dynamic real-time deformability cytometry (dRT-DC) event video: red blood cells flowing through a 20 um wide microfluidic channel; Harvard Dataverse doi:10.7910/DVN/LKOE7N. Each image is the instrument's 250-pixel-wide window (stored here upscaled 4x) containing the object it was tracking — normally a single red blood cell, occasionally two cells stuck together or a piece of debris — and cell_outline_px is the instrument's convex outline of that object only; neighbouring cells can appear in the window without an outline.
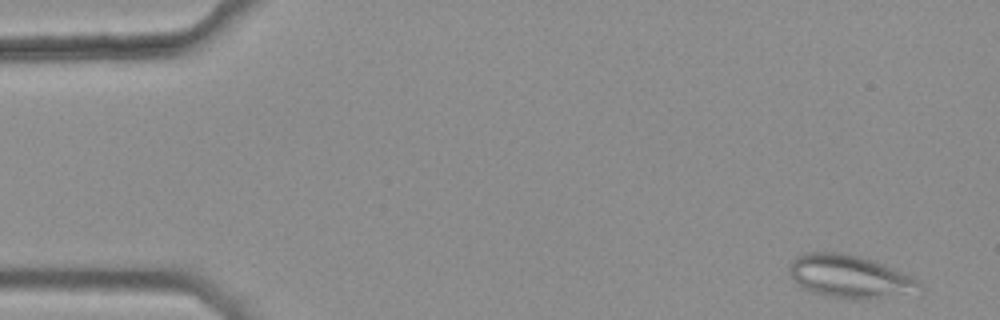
{"species": "common noctule bat (a hibernating species)", "species_latin": "Nyctalus noctula", "temperature_condition": "warm", "stored_images_in_passage": 42, "camera_frame_rate_fps": 3000, "um_per_image_px": 0.085, "animal": {"sex": "female", "body_mass_g": 25.1}, "frame": {"image": 1, "passage_image": 2, "time_ms": 0.333, "image_size_px": [1000, 320], "cell_outline_px": [[924, 288], [860, 300], [856, 300], [832, 296], [812, 292], [800, 288], [788, 272], [788, 264], [796, 256], [804, 252], [844, 252], [860, 256], [884, 264], [916, 280]], "centroid_in_image_um": [72.06, 23.46], "position_along_channel_um": 12.9, "area_um2": 31.91}}
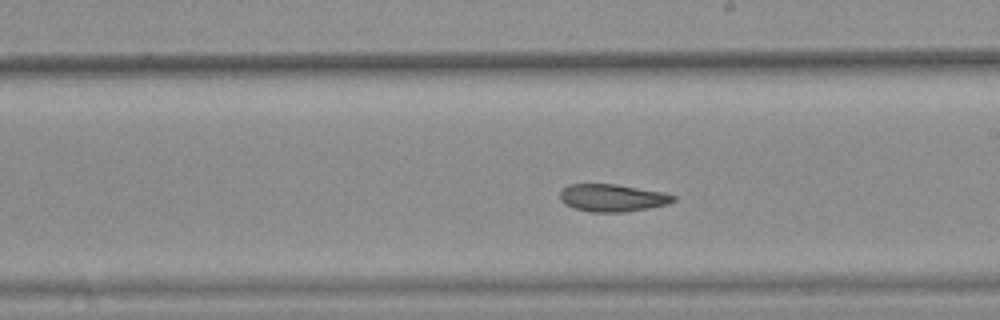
{"frame": {"image": 2, "passage_image": 29, "time_ms": 9.333, "image_size_px": [1000, 320], "cell_outline_px": [[676, 200], [668, 204], [648, 208], [624, 212], [592, 212], [576, 208], [564, 204], [560, 200], [560, 192], [568, 184], [616, 184], [664, 192], [676, 196]], "centroid_in_image_um": [52.07, 16.81], "position_along_channel_um": 236.9, "area_um2": 18.15}}
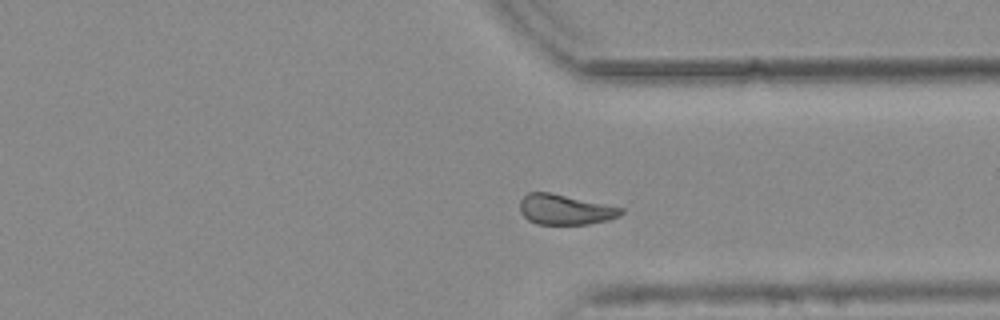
{"frame": {"image": 3, "passage_image": 39, "time_ms": 12.667, "image_size_px": [1000, 320], "cell_outline_px": [[624, 212], [620, 216], [608, 220], [588, 224], [536, 224], [528, 220], [520, 212], [520, 200], [528, 192], [548, 192], [624, 208]], "centroid_in_image_um": [48.03, 17.82], "position_along_channel_um": 363.4, "area_um2": 17.74}, "authors_computed_cell_mechanics": {"area_um2": 19.5942, "velocity_mm_per_s": 3.7828, "shape_relaxation_time_tau1_ms": null, "shape_relaxation_time_tau2_ms": 4.6207, "deformation_change_tau1": null, "deformation_change_tau2": 0.1038}}